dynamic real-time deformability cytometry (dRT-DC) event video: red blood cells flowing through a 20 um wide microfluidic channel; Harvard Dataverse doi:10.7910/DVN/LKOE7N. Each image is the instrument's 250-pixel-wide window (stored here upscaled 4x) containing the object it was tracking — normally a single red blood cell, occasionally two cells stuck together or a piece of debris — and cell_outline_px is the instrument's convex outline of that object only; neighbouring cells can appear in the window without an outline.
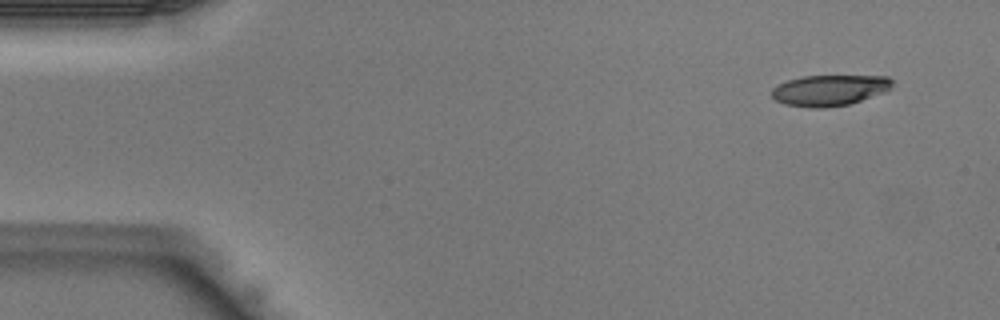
{"species": "Egyptian fruit bat (a non-hibernating species)", "species_latin": "Rousettus aegyptiacus", "temperature_condition": "warm", "stored_images_in_passage": 40, "camera_frame_rate_fps": 3000, "um_per_image_px": 0.085, "animal": {"sex": "male"}, "frame": {"image": 1, "passage_image": 1, "time_ms": 0.0, "image_size_px": [1000, 320], "cell_outline_px": [[892, 88], [884, 92], [848, 104], [820, 108], [808, 108], [784, 104], [776, 100], [772, 96], [772, 88], [776, 84], [788, 80], [804, 76], [888, 76], [892, 80]], "centroid_in_image_um": [70.48, 7.67], "position_along_channel_um": 14.5, "area_um2": 21.62}}
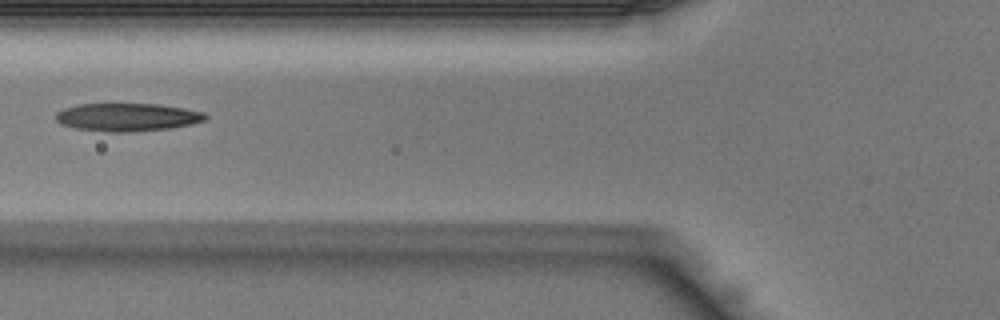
{"frame": {"image": 2, "passage_image": 14, "time_ms": 4.333, "image_size_px": [1000, 320], "cell_outline_px": [[208, 116], [204, 120], [192, 124], [168, 128], [132, 132], [112, 132], [76, 128], [60, 124], [56, 120], [56, 112], [64, 108], [76, 104], [160, 104], [184, 108], [204, 112]], "centroid_in_image_um": [10.81, 9.95], "position_along_channel_um": 115.0, "area_um2": 24.39}}
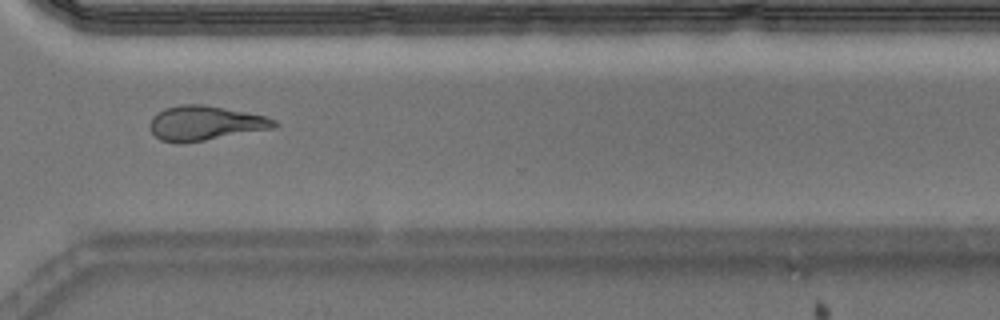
{"frame": {"image": 3, "passage_image": 29, "time_ms": 9.333, "image_size_px": [1000, 320], "cell_outline_px": [[280, 124], [272, 128], [204, 140], [180, 144], [176, 144], [160, 140], [152, 132], [152, 116], [156, 112], [164, 108], [180, 104], [200, 104], [224, 108], [264, 116], [276, 120]], "centroid_in_image_um": [17.4, 10.47], "position_along_channel_um": 353.2, "area_um2": 24.74}}